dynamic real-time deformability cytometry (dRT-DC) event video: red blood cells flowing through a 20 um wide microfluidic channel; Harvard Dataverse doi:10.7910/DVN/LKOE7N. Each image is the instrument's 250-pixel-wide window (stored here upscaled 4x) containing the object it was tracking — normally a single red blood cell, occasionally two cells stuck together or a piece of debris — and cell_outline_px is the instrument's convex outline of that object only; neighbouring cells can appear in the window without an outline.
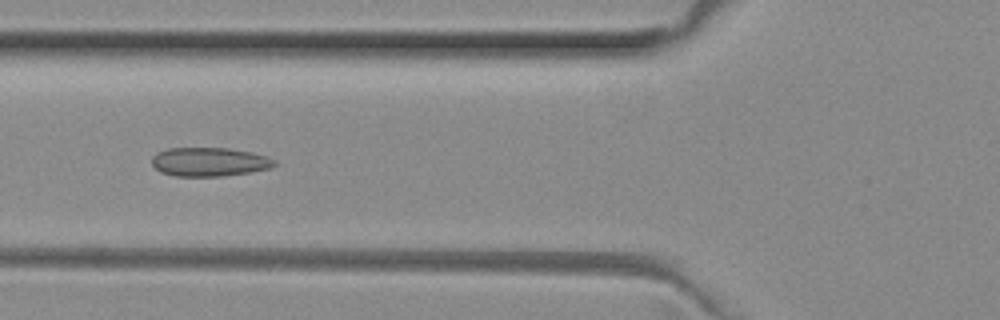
{"species": "common noctule bat (a hibernating species)", "species_latin": "Nyctalus noctula", "temperature_condition": "room temperature", "stored_images_in_passage": 51, "camera_frame_rate_fps": 3000, "um_per_image_px": 0.085, "animal": {"sex": "female", "body_mass_g": 29.2, "forearm_length_mm": 56.3}, "frame": {"image": 1, "passage_image": 19, "time_ms": 6.0, "image_size_px": [1000, 320], "cell_outline_px": [[276, 164], [272, 168], [224, 176], [176, 176], [160, 172], [152, 164], [152, 156], [156, 152], [168, 148], [228, 148], [252, 152], [268, 156], [276, 160]], "centroid_in_image_um": [17.8, 13.75], "position_along_channel_um": 108.0, "area_um2": 20.75}}
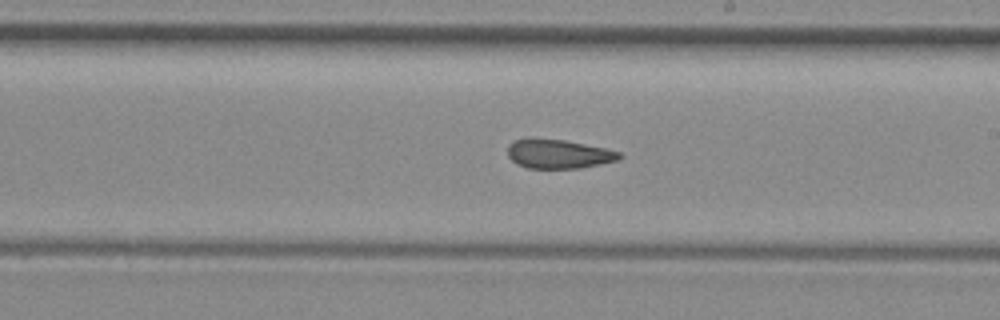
{"frame": {"image": 2, "passage_image": 29, "time_ms": 9.333, "image_size_px": [1000, 320], "cell_outline_px": [[624, 156], [620, 160], [580, 168], [528, 168], [516, 164], [508, 156], [508, 144], [516, 140], [528, 136], [564, 140], [608, 148], [620, 152]], "centroid_in_image_um": [47.48, 13.06], "position_along_channel_um": 241.5, "area_um2": 19.42}}
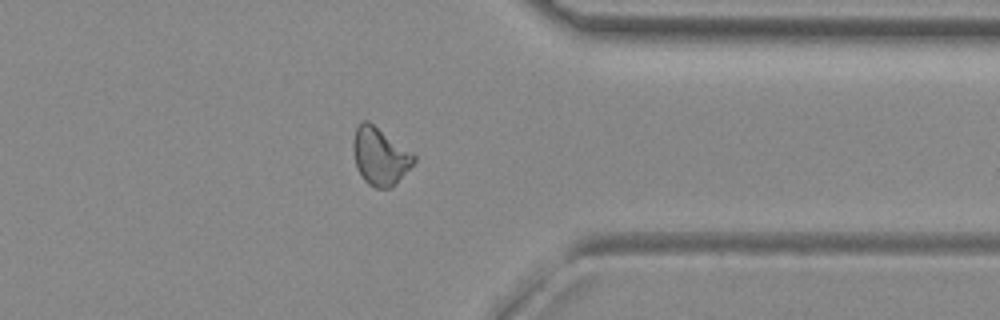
{"frame": {"image": 3, "passage_image": 40, "time_ms": 13.0, "image_size_px": [1000, 320], "cell_outline_px": [[416, 160], [392, 188], [376, 188], [368, 184], [364, 180], [356, 168], [352, 152], [352, 140], [356, 128], [364, 120], [368, 120], [412, 152], [416, 156]], "centroid_in_image_um": [32.27, 13.29], "position_along_channel_um": 379.1, "area_um2": 20.4}, "authors_computed_cell_mechanics": {"area_um2": 20.4034, "velocity_mm_per_s": 4.0059, "shape_relaxation_time_tau1_ms": null, "shape_relaxation_time_tau2_ms": 2.2618, "deformation_change_tau1": null, "deformation_change_tau2": 0.0728}}